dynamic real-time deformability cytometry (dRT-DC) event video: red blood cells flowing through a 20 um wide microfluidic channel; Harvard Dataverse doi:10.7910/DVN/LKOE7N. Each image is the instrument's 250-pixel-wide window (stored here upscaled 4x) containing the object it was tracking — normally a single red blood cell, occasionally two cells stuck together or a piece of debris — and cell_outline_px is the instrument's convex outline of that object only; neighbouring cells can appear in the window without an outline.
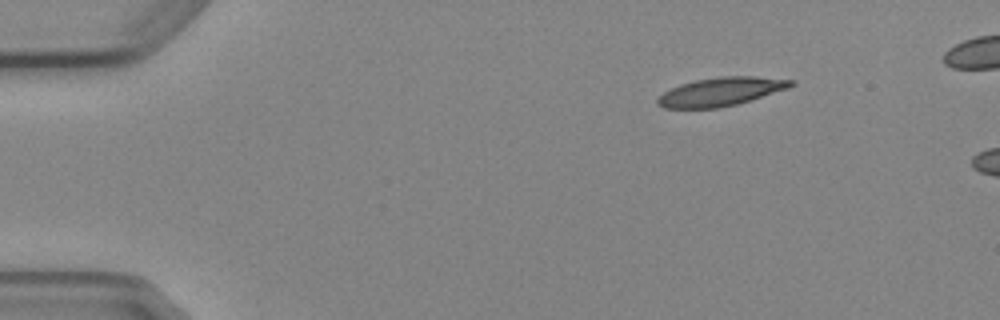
{"species": "Egyptian fruit bat (a non-hibernating species)", "species_latin": "Rousettus aegyptiacus", "temperature_condition": "cold", "stored_images_in_passage": 3, "camera_frame_rate_fps": 3000, "um_per_image_px": 0.085, "animal": {"sex": "female"}, "frame": {"image": 1, "passage_image": 1, "time_ms": 0.0, "image_size_px": [1000, 320], "cell_outline_px": [[796, 84], [788, 88], [736, 104], [716, 108], [664, 108], [656, 104], [656, 100], [664, 92], [680, 84], [696, 80], [720, 76], [756, 76], [796, 80]], "centroid_in_image_um": [61.28, 7.78], "position_along_channel_um": 23.7, "area_um2": 22.02}}